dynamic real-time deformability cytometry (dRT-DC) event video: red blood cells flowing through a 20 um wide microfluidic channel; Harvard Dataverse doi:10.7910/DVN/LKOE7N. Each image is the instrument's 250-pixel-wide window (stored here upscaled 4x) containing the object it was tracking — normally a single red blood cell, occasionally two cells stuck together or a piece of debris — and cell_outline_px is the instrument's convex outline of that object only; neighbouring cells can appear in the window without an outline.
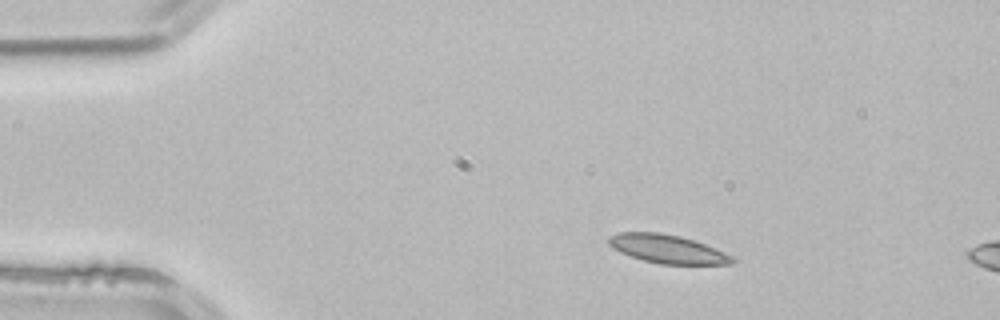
{"species": "common noctule bat (a hibernating species)", "species_latin": "Nyctalus noctula", "temperature_condition": "room temperature", "stored_images_in_passage": 46, "camera_frame_rate_fps": 3000, "um_per_image_px": 0.085, "animal": {"sex": "male", "body_mass_g": 21.5, "forearm_length_mm": 52.0}, "frame": {"image": 1, "passage_image": 1, "time_ms": 0.0, "image_size_px": [1000, 320], "cell_outline_px": [[736, 260], [732, 264], [660, 264], [644, 260], [620, 252], [612, 248], [608, 244], [608, 236], [620, 232], [660, 232], [680, 236], [704, 244], [724, 252], [732, 256]], "centroid_in_image_um": [56.7, 21.16], "position_along_channel_um": 28.3, "area_um2": 20.4}}
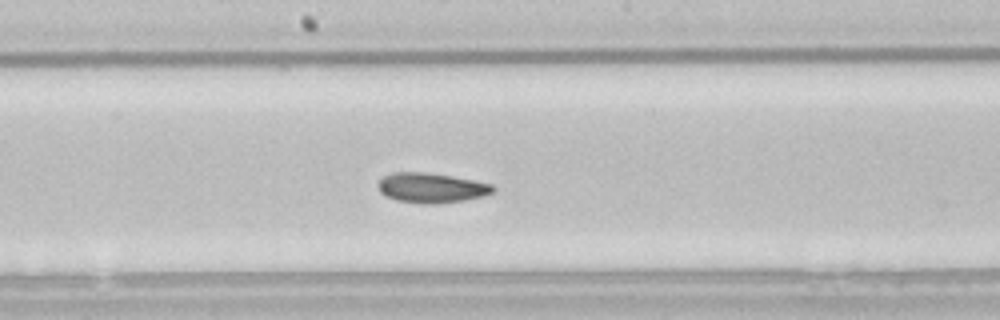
{"frame": {"image": 2, "passage_image": 20, "time_ms": 6.333, "image_size_px": [1000, 320], "cell_outline_px": [[496, 192], [484, 196], [464, 200], [436, 204], [424, 204], [396, 200], [380, 192], [376, 184], [384, 176], [392, 172], [424, 172], [452, 176], [492, 184], [496, 188]], "centroid_in_image_um": [36.68, 15.97], "position_along_channel_um": 211.5, "area_um2": 20.11}}
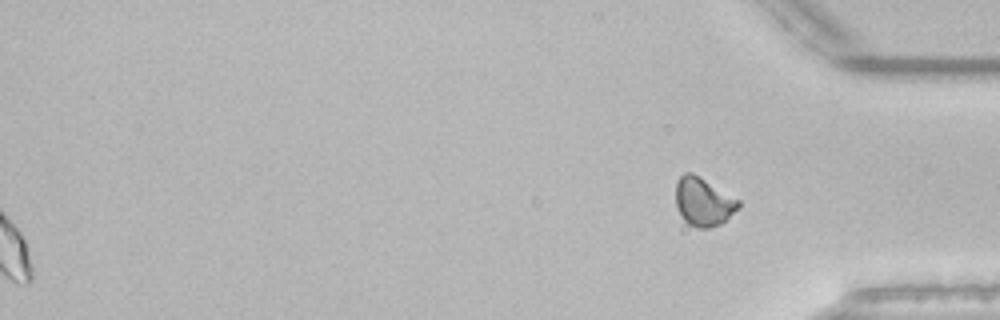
{"frame": {"image": 3, "passage_image": 46, "time_ms": 15.0, "image_size_px": [1000, 320], "cell_outline_px": [[740, 208], [728, 220], [720, 224], [708, 228], [696, 228], [688, 224], [684, 220], [676, 208], [676, 184], [680, 176], [684, 172], [692, 172], [740, 200]], "centroid_in_image_um": [59.8, 17.17], "position_along_channel_um": 375.4, "area_um2": 17.92}, "authors_computed_cell_mechanics": {"area_um2": 20.0277, "velocity_mm_per_s": 3.849, "shape_relaxation_time_tau1_ms": null, "shape_relaxation_time_tau2_ms": 2.8172, "deformation_change_tau1": null, "deformation_change_tau2": 0.0611}}